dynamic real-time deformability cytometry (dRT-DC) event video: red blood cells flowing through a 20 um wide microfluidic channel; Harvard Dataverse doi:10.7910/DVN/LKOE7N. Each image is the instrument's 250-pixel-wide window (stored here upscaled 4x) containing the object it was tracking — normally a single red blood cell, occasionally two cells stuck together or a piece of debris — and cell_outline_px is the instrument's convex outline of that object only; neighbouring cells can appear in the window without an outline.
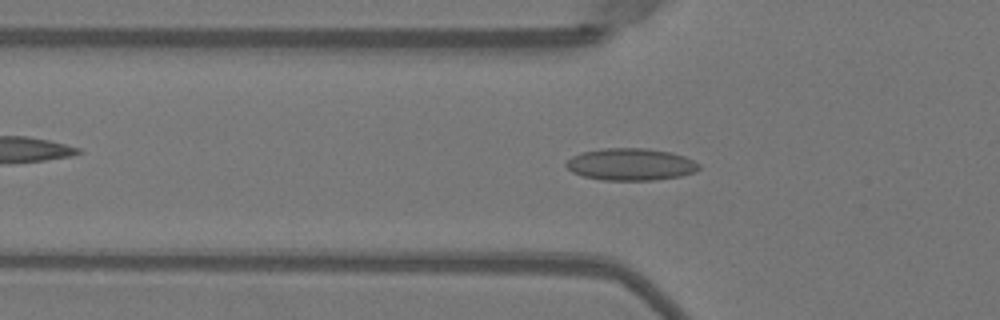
{"species": "Egyptian fruit bat (a non-hibernating species)", "species_latin": "Rousettus aegyptiacus", "temperature_condition": "warm", "stored_images_in_passage": 45, "camera_frame_rate_fps": 3000, "um_per_image_px": 0.085, "animal": {"sex": "female"}, "frame": {"image": 1, "passage_image": 11, "time_ms": 3.333, "image_size_px": [1000, 320], "cell_outline_px": [[700, 168], [696, 172], [680, 176], [652, 180], [604, 180], [584, 176], [572, 172], [564, 164], [572, 156], [580, 152], [604, 148], [644, 148], [672, 152], [684, 156], [700, 164]], "centroid_in_image_um": [53.61, 13.96], "position_along_channel_um": 72.2, "area_um2": 24.85}}
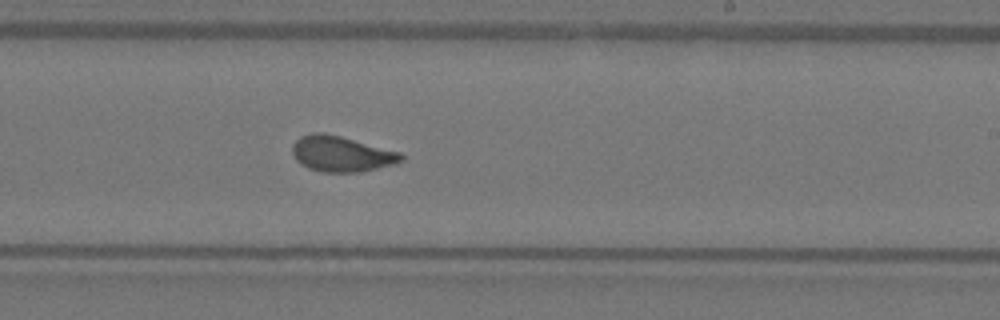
{"frame": {"image": 2, "passage_image": 25, "time_ms": 8.0, "image_size_px": [1000, 320], "cell_outline_px": [[404, 160], [396, 164], [360, 172], [320, 172], [308, 168], [300, 164], [296, 160], [292, 152], [292, 144], [300, 136], [312, 132], [324, 132], [340, 136], [400, 152], [404, 156]], "centroid_in_image_um": [29.0, 13.08], "position_along_channel_um": 260.0, "area_um2": 22.77}}
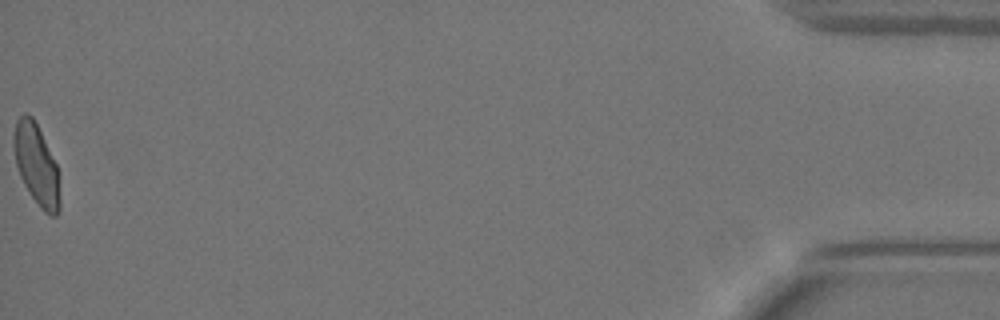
{"frame": {"image": 3, "passage_image": 45, "time_ms": 14.667, "image_size_px": [1000, 320], "cell_outline_px": [[60, 208], [56, 216], [48, 216], [40, 208], [24, 184], [20, 176], [16, 164], [12, 144], [12, 136], [16, 120], [24, 112], [28, 112], [32, 116], [56, 164], [60, 200]], "centroid_in_image_um": [3.07, 13.99], "position_along_channel_um": 432.1, "area_um2": 21.62}, "authors_computed_cell_mechanics": {"area_um2": 22.1374, "velocity_mm_per_s": 4.0032, "shape_relaxation_time_tau1_ms": 9.9734, "shape_relaxation_time_tau2_ms": 0.8147, "deformation_change_tau1": 0.2268, "deformation_change_tau2": 0.0298}}